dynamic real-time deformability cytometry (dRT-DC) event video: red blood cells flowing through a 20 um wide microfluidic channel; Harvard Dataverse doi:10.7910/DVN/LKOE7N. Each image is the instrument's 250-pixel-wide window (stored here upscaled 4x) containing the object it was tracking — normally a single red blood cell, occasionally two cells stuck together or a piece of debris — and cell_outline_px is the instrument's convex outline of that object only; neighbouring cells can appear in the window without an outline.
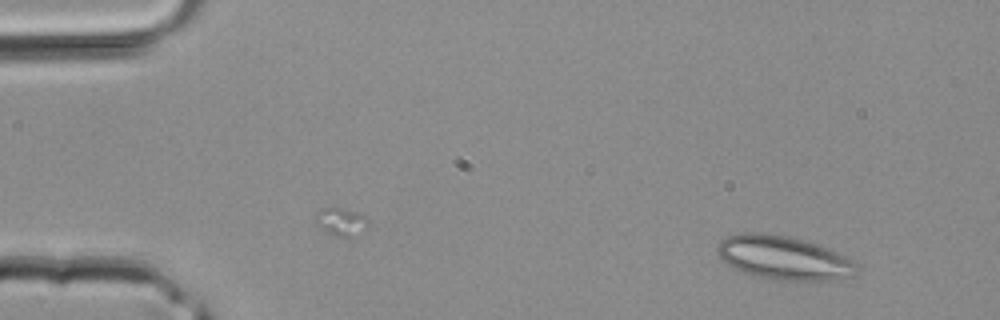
{"species": "common noctule bat (a hibernating species)", "species_latin": "Nyctalus noctula", "temperature_condition": "room temperature", "stored_images_in_passage": 38, "segment_of_instrument_passage": [1, 2], "camera_frame_rate_fps": 3000, "um_per_image_px": 0.085, "animal": {"sex": "male", "body_mass_g": 20.4}, "frame": {"image": 1, "passage_image": 1, "time_ms": 0.0, "image_size_px": [1000, 320], "cell_outline_px": [[856, 264], [852, 276], [840, 280], [776, 280], [744, 272], [728, 264], [720, 256], [716, 248], [720, 240], [728, 236], [744, 232], [764, 232], [788, 236], [804, 240], [828, 248], [852, 260]], "centroid_in_image_um": [66.6, 21.9], "position_along_channel_um": 18.4, "area_um2": 35.08}}